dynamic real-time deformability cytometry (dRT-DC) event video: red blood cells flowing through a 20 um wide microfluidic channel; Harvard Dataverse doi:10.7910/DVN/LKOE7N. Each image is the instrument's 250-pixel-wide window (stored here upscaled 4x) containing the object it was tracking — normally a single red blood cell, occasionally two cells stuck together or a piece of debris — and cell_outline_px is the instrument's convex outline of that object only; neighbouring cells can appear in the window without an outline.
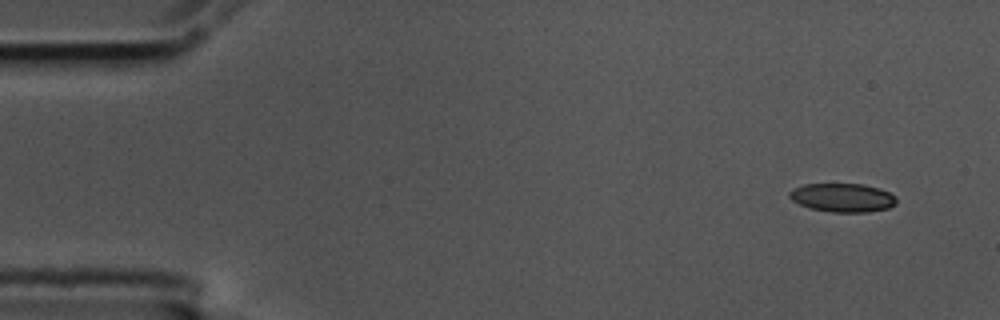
{"species": "common noctule bat (a hibernating species)", "species_latin": "Nyctalus noctula", "temperature_condition": "cold", "stored_images_in_passage": 4, "camera_frame_rate_fps": 3000, "um_per_image_px": 0.085, "animal": {"sex": "male", "body_mass_g": 17.5, "forearm_length_mm": 52.3}, "frame": {"image": 1, "passage_image": 1, "time_ms": 0.0, "image_size_px": [1000, 320], "cell_outline_px": [[896, 204], [888, 208], [868, 212], [832, 212], [812, 208], [800, 204], [792, 200], [788, 196], [788, 192], [792, 188], [804, 184], [864, 184], [880, 188], [896, 196]], "centroid_in_image_um": [71.62, 16.79], "position_along_channel_um": 13.4, "area_um2": 17.92}}
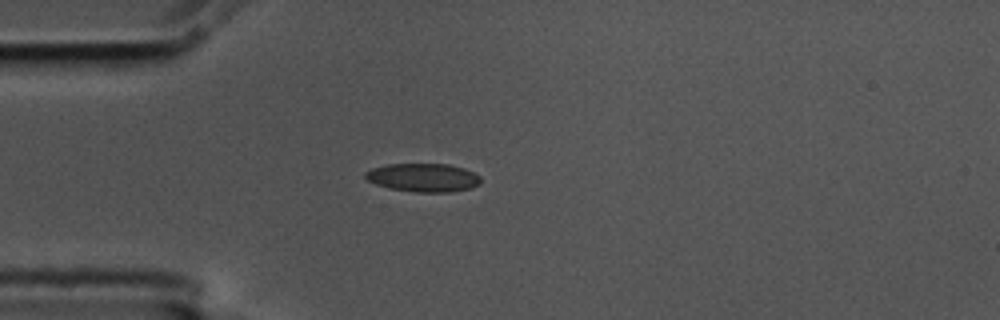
{"frame": {"image": 2, "passage_image": 4, "time_ms": 1.0, "image_size_px": [1000, 320], "cell_outline_px": [[480, 184], [472, 188], [452, 192], [416, 192], [388, 188], [376, 184], [368, 180], [364, 176], [364, 172], [372, 168], [388, 164], [448, 164], [464, 168], [480, 176]], "centroid_in_image_um": [35.98, 15.1], "position_along_channel_um": 49.0, "area_um2": 19.19}}